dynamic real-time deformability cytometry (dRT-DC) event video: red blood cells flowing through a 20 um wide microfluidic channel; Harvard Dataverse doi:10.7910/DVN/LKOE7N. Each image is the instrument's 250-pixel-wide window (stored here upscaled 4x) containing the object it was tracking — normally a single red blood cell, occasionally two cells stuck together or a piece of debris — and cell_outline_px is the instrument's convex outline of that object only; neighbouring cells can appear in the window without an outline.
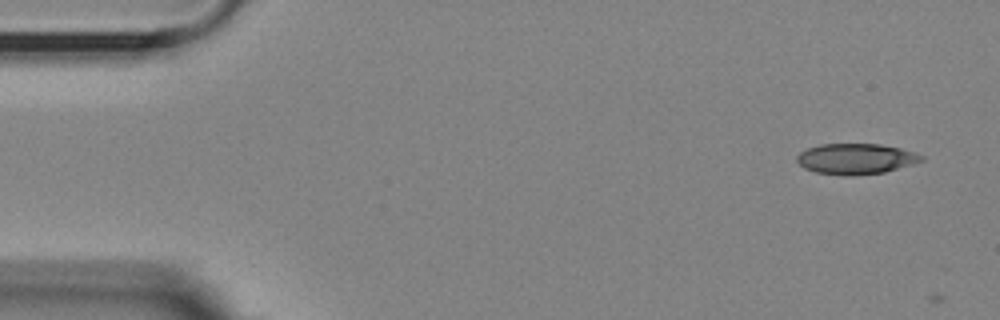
{"species": "Egyptian fruit bat (a non-hibernating species)", "species_latin": "Rousettus aegyptiacus", "temperature_condition": "room temperature", "stored_images_in_passage": 3, "camera_frame_rate_fps": 3000, "um_per_image_px": 0.085, "animal": {"sex": "female"}, "frame": {"image": 1, "passage_image": 1, "time_ms": 0.0, "image_size_px": [1000, 320], "cell_outline_px": [[924, 160], [912, 164], [884, 172], [856, 176], [844, 176], [816, 172], [804, 168], [796, 160], [796, 156], [800, 152], [808, 148], [820, 144], [880, 144], [900, 148], [924, 156]], "centroid_in_image_um": [72.72, 13.51], "position_along_channel_um": 12.3, "area_um2": 22.25}}